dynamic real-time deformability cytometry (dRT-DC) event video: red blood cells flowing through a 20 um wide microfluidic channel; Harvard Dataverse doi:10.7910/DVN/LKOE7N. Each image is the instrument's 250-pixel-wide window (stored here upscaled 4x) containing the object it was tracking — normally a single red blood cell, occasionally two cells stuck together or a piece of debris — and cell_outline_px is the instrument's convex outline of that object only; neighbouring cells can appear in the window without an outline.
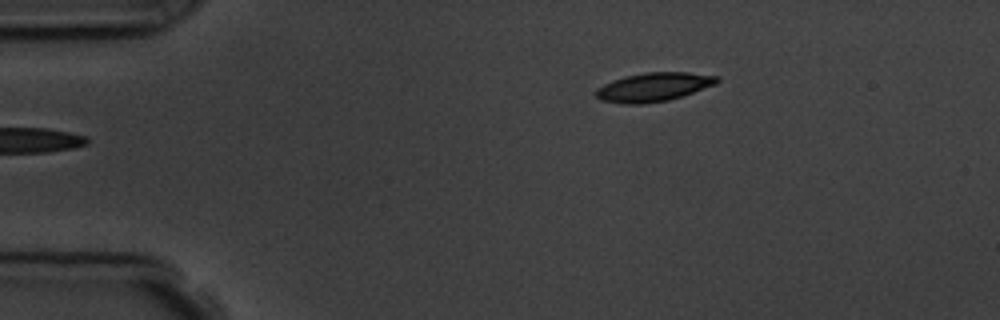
{"species": "common noctule bat (a hibernating species)", "species_latin": "Nyctalus noctula", "temperature_condition": "room temperature", "stored_images_in_passage": 4, "camera_frame_rate_fps": 3000, "um_per_image_px": 0.085, "animal": {"sex": "male", "body_mass_g": 19.5, "forearm_length_mm": 54.6}, "frame": {"image": 1, "passage_image": 1, "time_ms": 0.0, "image_size_px": [1000, 320], "cell_outline_px": [[720, 80], [716, 84], [668, 100], [640, 104], [624, 104], [600, 100], [596, 96], [596, 88], [612, 80], [624, 76], [644, 72], [688, 72], [720, 76]], "centroid_in_image_um": [55.54, 7.38], "position_along_channel_um": 29.5, "area_um2": 20.29}}
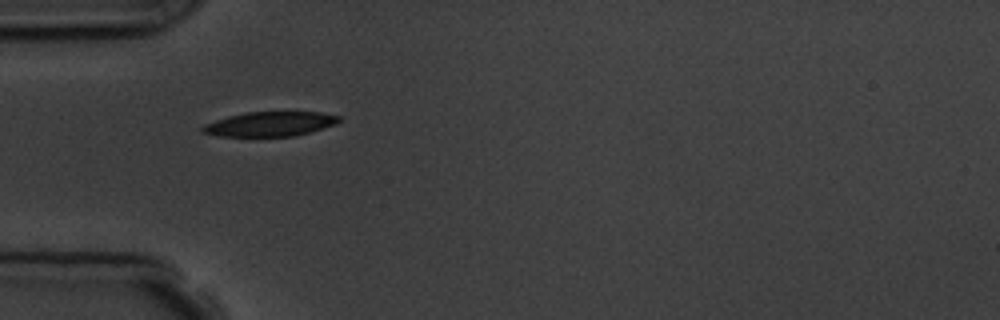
{"frame": {"image": 2, "passage_image": 3, "time_ms": 2.333, "image_size_px": [1000, 320], "cell_outline_px": [[340, 120], [336, 124], [308, 132], [292, 136], [220, 136], [200, 132], [200, 128], [204, 124], [228, 116], [244, 112], [320, 112], [340, 116]], "centroid_in_image_um": [22.91, 10.53], "position_along_channel_um": 62.1, "area_um2": 19.42}}